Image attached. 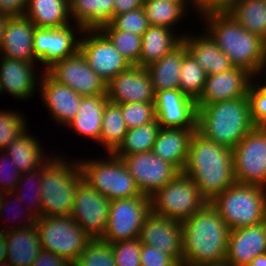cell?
I'll use <instances>...</instances> for the list:
<instances>
[{
    "label": "cell",
    "instance_id": "cell-34",
    "mask_svg": "<svg viewBox=\"0 0 266 266\" xmlns=\"http://www.w3.org/2000/svg\"><path fill=\"white\" fill-rule=\"evenodd\" d=\"M143 9L148 18L149 24L154 26L167 27L175 31L177 24L186 18L189 13V1L170 0H144Z\"/></svg>",
    "mask_w": 266,
    "mask_h": 266
},
{
    "label": "cell",
    "instance_id": "cell-2",
    "mask_svg": "<svg viewBox=\"0 0 266 266\" xmlns=\"http://www.w3.org/2000/svg\"><path fill=\"white\" fill-rule=\"evenodd\" d=\"M230 229L208 202L182 222V266H196L225 260Z\"/></svg>",
    "mask_w": 266,
    "mask_h": 266
},
{
    "label": "cell",
    "instance_id": "cell-39",
    "mask_svg": "<svg viewBox=\"0 0 266 266\" xmlns=\"http://www.w3.org/2000/svg\"><path fill=\"white\" fill-rule=\"evenodd\" d=\"M99 29L131 65L139 66L141 36L131 32L116 30L110 23L102 25Z\"/></svg>",
    "mask_w": 266,
    "mask_h": 266
},
{
    "label": "cell",
    "instance_id": "cell-7",
    "mask_svg": "<svg viewBox=\"0 0 266 266\" xmlns=\"http://www.w3.org/2000/svg\"><path fill=\"white\" fill-rule=\"evenodd\" d=\"M103 154L107 157L78 159L83 179L110 201L140 196L141 192L122 159L113 153Z\"/></svg>",
    "mask_w": 266,
    "mask_h": 266
},
{
    "label": "cell",
    "instance_id": "cell-20",
    "mask_svg": "<svg viewBox=\"0 0 266 266\" xmlns=\"http://www.w3.org/2000/svg\"><path fill=\"white\" fill-rule=\"evenodd\" d=\"M107 98L115 104L155 101V92L146 68L131 65L107 83Z\"/></svg>",
    "mask_w": 266,
    "mask_h": 266
},
{
    "label": "cell",
    "instance_id": "cell-59",
    "mask_svg": "<svg viewBox=\"0 0 266 266\" xmlns=\"http://www.w3.org/2000/svg\"><path fill=\"white\" fill-rule=\"evenodd\" d=\"M170 1H188V0H170Z\"/></svg>",
    "mask_w": 266,
    "mask_h": 266
},
{
    "label": "cell",
    "instance_id": "cell-3",
    "mask_svg": "<svg viewBox=\"0 0 266 266\" xmlns=\"http://www.w3.org/2000/svg\"><path fill=\"white\" fill-rule=\"evenodd\" d=\"M199 21L204 23L203 29L229 57L234 67L244 68L254 77L259 73L266 48L265 40L248 32L227 12L204 14Z\"/></svg>",
    "mask_w": 266,
    "mask_h": 266
},
{
    "label": "cell",
    "instance_id": "cell-17",
    "mask_svg": "<svg viewBox=\"0 0 266 266\" xmlns=\"http://www.w3.org/2000/svg\"><path fill=\"white\" fill-rule=\"evenodd\" d=\"M154 106L161 128L197 129L196 101L180 89L155 92Z\"/></svg>",
    "mask_w": 266,
    "mask_h": 266
},
{
    "label": "cell",
    "instance_id": "cell-24",
    "mask_svg": "<svg viewBox=\"0 0 266 266\" xmlns=\"http://www.w3.org/2000/svg\"><path fill=\"white\" fill-rule=\"evenodd\" d=\"M36 26L26 16L6 20L0 56L38 63L34 56L33 33Z\"/></svg>",
    "mask_w": 266,
    "mask_h": 266
},
{
    "label": "cell",
    "instance_id": "cell-46",
    "mask_svg": "<svg viewBox=\"0 0 266 266\" xmlns=\"http://www.w3.org/2000/svg\"><path fill=\"white\" fill-rule=\"evenodd\" d=\"M141 242L139 237L111 244L117 266H141Z\"/></svg>",
    "mask_w": 266,
    "mask_h": 266
},
{
    "label": "cell",
    "instance_id": "cell-51",
    "mask_svg": "<svg viewBox=\"0 0 266 266\" xmlns=\"http://www.w3.org/2000/svg\"><path fill=\"white\" fill-rule=\"evenodd\" d=\"M28 0H0V14L9 17L25 16Z\"/></svg>",
    "mask_w": 266,
    "mask_h": 266
},
{
    "label": "cell",
    "instance_id": "cell-53",
    "mask_svg": "<svg viewBox=\"0 0 266 266\" xmlns=\"http://www.w3.org/2000/svg\"><path fill=\"white\" fill-rule=\"evenodd\" d=\"M144 0H114L113 17L143 7Z\"/></svg>",
    "mask_w": 266,
    "mask_h": 266
},
{
    "label": "cell",
    "instance_id": "cell-13",
    "mask_svg": "<svg viewBox=\"0 0 266 266\" xmlns=\"http://www.w3.org/2000/svg\"><path fill=\"white\" fill-rule=\"evenodd\" d=\"M79 51L106 84L131 66L100 29L83 30Z\"/></svg>",
    "mask_w": 266,
    "mask_h": 266
},
{
    "label": "cell",
    "instance_id": "cell-28",
    "mask_svg": "<svg viewBox=\"0 0 266 266\" xmlns=\"http://www.w3.org/2000/svg\"><path fill=\"white\" fill-rule=\"evenodd\" d=\"M107 95L83 96L76 116L66 127L72 128L85 140L97 143L101 133L103 112L108 102Z\"/></svg>",
    "mask_w": 266,
    "mask_h": 266
},
{
    "label": "cell",
    "instance_id": "cell-37",
    "mask_svg": "<svg viewBox=\"0 0 266 266\" xmlns=\"http://www.w3.org/2000/svg\"><path fill=\"white\" fill-rule=\"evenodd\" d=\"M160 128L155 119L148 124L128 130L113 154L122 159L128 155L152 151Z\"/></svg>",
    "mask_w": 266,
    "mask_h": 266
},
{
    "label": "cell",
    "instance_id": "cell-31",
    "mask_svg": "<svg viewBox=\"0 0 266 266\" xmlns=\"http://www.w3.org/2000/svg\"><path fill=\"white\" fill-rule=\"evenodd\" d=\"M187 48L181 42L175 49L146 67L154 92L179 89L180 71Z\"/></svg>",
    "mask_w": 266,
    "mask_h": 266
},
{
    "label": "cell",
    "instance_id": "cell-42",
    "mask_svg": "<svg viewBox=\"0 0 266 266\" xmlns=\"http://www.w3.org/2000/svg\"><path fill=\"white\" fill-rule=\"evenodd\" d=\"M27 121L18 110H0V151L29 128Z\"/></svg>",
    "mask_w": 266,
    "mask_h": 266
},
{
    "label": "cell",
    "instance_id": "cell-14",
    "mask_svg": "<svg viewBox=\"0 0 266 266\" xmlns=\"http://www.w3.org/2000/svg\"><path fill=\"white\" fill-rule=\"evenodd\" d=\"M111 201L82 179L75 189L70 216L92 239L102 238Z\"/></svg>",
    "mask_w": 266,
    "mask_h": 266
},
{
    "label": "cell",
    "instance_id": "cell-32",
    "mask_svg": "<svg viewBox=\"0 0 266 266\" xmlns=\"http://www.w3.org/2000/svg\"><path fill=\"white\" fill-rule=\"evenodd\" d=\"M25 16L36 27L60 28L72 24L69 0H28Z\"/></svg>",
    "mask_w": 266,
    "mask_h": 266
},
{
    "label": "cell",
    "instance_id": "cell-26",
    "mask_svg": "<svg viewBox=\"0 0 266 266\" xmlns=\"http://www.w3.org/2000/svg\"><path fill=\"white\" fill-rule=\"evenodd\" d=\"M6 243L5 266H31L42 250L35 224L3 233Z\"/></svg>",
    "mask_w": 266,
    "mask_h": 266
},
{
    "label": "cell",
    "instance_id": "cell-23",
    "mask_svg": "<svg viewBox=\"0 0 266 266\" xmlns=\"http://www.w3.org/2000/svg\"><path fill=\"white\" fill-rule=\"evenodd\" d=\"M263 254H266V221L230 230L225 260L231 266H247Z\"/></svg>",
    "mask_w": 266,
    "mask_h": 266
},
{
    "label": "cell",
    "instance_id": "cell-45",
    "mask_svg": "<svg viewBox=\"0 0 266 266\" xmlns=\"http://www.w3.org/2000/svg\"><path fill=\"white\" fill-rule=\"evenodd\" d=\"M109 23L116 30L131 32L139 36H142L150 26L143 7L116 15Z\"/></svg>",
    "mask_w": 266,
    "mask_h": 266
},
{
    "label": "cell",
    "instance_id": "cell-16",
    "mask_svg": "<svg viewBox=\"0 0 266 266\" xmlns=\"http://www.w3.org/2000/svg\"><path fill=\"white\" fill-rule=\"evenodd\" d=\"M141 194L151 197L172 181L179 171L152 151L136 153L122 158Z\"/></svg>",
    "mask_w": 266,
    "mask_h": 266
},
{
    "label": "cell",
    "instance_id": "cell-8",
    "mask_svg": "<svg viewBox=\"0 0 266 266\" xmlns=\"http://www.w3.org/2000/svg\"><path fill=\"white\" fill-rule=\"evenodd\" d=\"M150 203L153 213L183 222L200 211L208 201L201 195L196 183L179 172L150 197Z\"/></svg>",
    "mask_w": 266,
    "mask_h": 266
},
{
    "label": "cell",
    "instance_id": "cell-21",
    "mask_svg": "<svg viewBox=\"0 0 266 266\" xmlns=\"http://www.w3.org/2000/svg\"><path fill=\"white\" fill-rule=\"evenodd\" d=\"M255 77L246 69L233 67L226 72L208 75L196 105H207L218 101L245 97Z\"/></svg>",
    "mask_w": 266,
    "mask_h": 266
},
{
    "label": "cell",
    "instance_id": "cell-44",
    "mask_svg": "<svg viewBox=\"0 0 266 266\" xmlns=\"http://www.w3.org/2000/svg\"><path fill=\"white\" fill-rule=\"evenodd\" d=\"M12 196H13V198L15 196V198L13 199ZM10 198L12 199V201H11ZM13 200H14V202L16 201L15 203H18V205L21 203V200L19 199V197L17 195H15V193H13V192L2 193L1 194V197H0V218L3 217L4 212L5 213L6 212H9L11 208H12L11 211L12 210H13V212L16 211L14 208H16L17 206L16 207H14V206L12 207V204H11L13 202ZM9 204L11 205V208H10V205ZM18 208H19V206H18ZM19 209L15 213V214H17V216L15 214L13 215V216H15L14 217L15 219L12 220V221L13 222H16L17 220H20V217L21 218L24 217V218H22V220H20L21 222L23 220L24 221L22 223H20V224H18L16 222L18 226L17 225H12V224H11V226H9L10 224L5 225L3 228H1L3 232L10 231V230H15V229H24L26 227H31L32 225H34L37 222L38 217L31 210H29L27 207L26 208L23 207L22 210H20V211H22V213L19 212ZM24 209H26V210H24ZM6 214H7V216H9L8 213H6ZM9 214H10V212H9ZM18 215H20V216H18ZM21 215H23V216H21ZM4 217H6V216H4ZM9 218H11V217H8L7 218L8 221H9Z\"/></svg>",
    "mask_w": 266,
    "mask_h": 266
},
{
    "label": "cell",
    "instance_id": "cell-54",
    "mask_svg": "<svg viewBox=\"0 0 266 266\" xmlns=\"http://www.w3.org/2000/svg\"><path fill=\"white\" fill-rule=\"evenodd\" d=\"M265 75V76H264ZM260 77V78H259ZM260 79V81H258ZM255 80L261 84L262 86L266 87V48L265 53L263 56L262 64L260 67L259 73L255 76ZM262 80V81H261ZM265 80V81H263Z\"/></svg>",
    "mask_w": 266,
    "mask_h": 266
},
{
    "label": "cell",
    "instance_id": "cell-25",
    "mask_svg": "<svg viewBox=\"0 0 266 266\" xmlns=\"http://www.w3.org/2000/svg\"><path fill=\"white\" fill-rule=\"evenodd\" d=\"M201 32L196 35L187 31L182 42L207 76L233 68L229 57L217 46L211 36L204 29Z\"/></svg>",
    "mask_w": 266,
    "mask_h": 266
},
{
    "label": "cell",
    "instance_id": "cell-47",
    "mask_svg": "<svg viewBox=\"0 0 266 266\" xmlns=\"http://www.w3.org/2000/svg\"><path fill=\"white\" fill-rule=\"evenodd\" d=\"M251 119L255 126H266V87L254 80L248 88Z\"/></svg>",
    "mask_w": 266,
    "mask_h": 266
},
{
    "label": "cell",
    "instance_id": "cell-29",
    "mask_svg": "<svg viewBox=\"0 0 266 266\" xmlns=\"http://www.w3.org/2000/svg\"><path fill=\"white\" fill-rule=\"evenodd\" d=\"M176 32L167 27L150 25L141 36L139 66L146 68L175 49L186 34Z\"/></svg>",
    "mask_w": 266,
    "mask_h": 266
},
{
    "label": "cell",
    "instance_id": "cell-43",
    "mask_svg": "<svg viewBox=\"0 0 266 266\" xmlns=\"http://www.w3.org/2000/svg\"><path fill=\"white\" fill-rule=\"evenodd\" d=\"M128 130L148 124L156 119L154 102L118 104Z\"/></svg>",
    "mask_w": 266,
    "mask_h": 266
},
{
    "label": "cell",
    "instance_id": "cell-10",
    "mask_svg": "<svg viewBox=\"0 0 266 266\" xmlns=\"http://www.w3.org/2000/svg\"><path fill=\"white\" fill-rule=\"evenodd\" d=\"M232 151L236 182L266 188V126H254Z\"/></svg>",
    "mask_w": 266,
    "mask_h": 266
},
{
    "label": "cell",
    "instance_id": "cell-49",
    "mask_svg": "<svg viewBox=\"0 0 266 266\" xmlns=\"http://www.w3.org/2000/svg\"><path fill=\"white\" fill-rule=\"evenodd\" d=\"M141 266H181L172 256L160 251L156 246H141Z\"/></svg>",
    "mask_w": 266,
    "mask_h": 266
},
{
    "label": "cell",
    "instance_id": "cell-57",
    "mask_svg": "<svg viewBox=\"0 0 266 266\" xmlns=\"http://www.w3.org/2000/svg\"><path fill=\"white\" fill-rule=\"evenodd\" d=\"M8 17L4 14H0V50H1V45H2V40H3V35H4V28L6 25V20Z\"/></svg>",
    "mask_w": 266,
    "mask_h": 266
},
{
    "label": "cell",
    "instance_id": "cell-1",
    "mask_svg": "<svg viewBox=\"0 0 266 266\" xmlns=\"http://www.w3.org/2000/svg\"><path fill=\"white\" fill-rule=\"evenodd\" d=\"M182 172L196 183L201 195L211 202L236 182L233 151L207 139L196 130L191 137Z\"/></svg>",
    "mask_w": 266,
    "mask_h": 266
},
{
    "label": "cell",
    "instance_id": "cell-15",
    "mask_svg": "<svg viewBox=\"0 0 266 266\" xmlns=\"http://www.w3.org/2000/svg\"><path fill=\"white\" fill-rule=\"evenodd\" d=\"M45 72L81 96L107 95L106 82L89 67L80 51L54 63Z\"/></svg>",
    "mask_w": 266,
    "mask_h": 266
},
{
    "label": "cell",
    "instance_id": "cell-41",
    "mask_svg": "<svg viewBox=\"0 0 266 266\" xmlns=\"http://www.w3.org/2000/svg\"><path fill=\"white\" fill-rule=\"evenodd\" d=\"M72 266H117L111 244L101 238L91 239Z\"/></svg>",
    "mask_w": 266,
    "mask_h": 266
},
{
    "label": "cell",
    "instance_id": "cell-9",
    "mask_svg": "<svg viewBox=\"0 0 266 266\" xmlns=\"http://www.w3.org/2000/svg\"><path fill=\"white\" fill-rule=\"evenodd\" d=\"M35 226L42 250L55 253L72 265L92 239L70 215L38 217Z\"/></svg>",
    "mask_w": 266,
    "mask_h": 266
},
{
    "label": "cell",
    "instance_id": "cell-4",
    "mask_svg": "<svg viewBox=\"0 0 266 266\" xmlns=\"http://www.w3.org/2000/svg\"><path fill=\"white\" fill-rule=\"evenodd\" d=\"M197 106V131L209 140L233 149L255 126L248 95Z\"/></svg>",
    "mask_w": 266,
    "mask_h": 266
},
{
    "label": "cell",
    "instance_id": "cell-56",
    "mask_svg": "<svg viewBox=\"0 0 266 266\" xmlns=\"http://www.w3.org/2000/svg\"><path fill=\"white\" fill-rule=\"evenodd\" d=\"M247 266H266V254L256 256Z\"/></svg>",
    "mask_w": 266,
    "mask_h": 266
},
{
    "label": "cell",
    "instance_id": "cell-36",
    "mask_svg": "<svg viewBox=\"0 0 266 266\" xmlns=\"http://www.w3.org/2000/svg\"><path fill=\"white\" fill-rule=\"evenodd\" d=\"M127 131L120 106L108 101L103 112L101 133L97 144L99 143L106 153H113L123 141Z\"/></svg>",
    "mask_w": 266,
    "mask_h": 266
},
{
    "label": "cell",
    "instance_id": "cell-6",
    "mask_svg": "<svg viewBox=\"0 0 266 266\" xmlns=\"http://www.w3.org/2000/svg\"><path fill=\"white\" fill-rule=\"evenodd\" d=\"M211 205L230 230L266 221V188L235 182L217 195Z\"/></svg>",
    "mask_w": 266,
    "mask_h": 266
},
{
    "label": "cell",
    "instance_id": "cell-5",
    "mask_svg": "<svg viewBox=\"0 0 266 266\" xmlns=\"http://www.w3.org/2000/svg\"><path fill=\"white\" fill-rule=\"evenodd\" d=\"M64 156L53 153L41 167V217L65 216L72 211L83 172L77 158L73 161Z\"/></svg>",
    "mask_w": 266,
    "mask_h": 266
},
{
    "label": "cell",
    "instance_id": "cell-35",
    "mask_svg": "<svg viewBox=\"0 0 266 266\" xmlns=\"http://www.w3.org/2000/svg\"><path fill=\"white\" fill-rule=\"evenodd\" d=\"M227 13L248 32L266 41L265 0H235Z\"/></svg>",
    "mask_w": 266,
    "mask_h": 266
},
{
    "label": "cell",
    "instance_id": "cell-55",
    "mask_svg": "<svg viewBox=\"0 0 266 266\" xmlns=\"http://www.w3.org/2000/svg\"><path fill=\"white\" fill-rule=\"evenodd\" d=\"M0 226V266H5L6 261V243L3 237V231Z\"/></svg>",
    "mask_w": 266,
    "mask_h": 266
},
{
    "label": "cell",
    "instance_id": "cell-40",
    "mask_svg": "<svg viewBox=\"0 0 266 266\" xmlns=\"http://www.w3.org/2000/svg\"><path fill=\"white\" fill-rule=\"evenodd\" d=\"M40 190H41V168L35 171L22 173L20 175V179L18 183L16 184V187L13 193H15V195L19 197L21 202H23L22 205H24L25 203L29 201L26 204L27 208L31 210L37 217H41V200H40L41 192ZM28 195L29 196L31 195V196L29 197Z\"/></svg>",
    "mask_w": 266,
    "mask_h": 266
},
{
    "label": "cell",
    "instance_id": "cell-22",
    "mask_svg": "<svg viewBox=\"0 0 266 266\" xmlns=\"http://www.w3.org/2000/svg\"><path fill=\"white\" fill-rule=\"evenodd\" d=\"M39 97L44 103L49 115L66 128L76 116L83 96L64 84L52 79L46 72H42L39 80Z\"/></svg>",
    "mask_w": 266,
    "mask_h": 266
},
{
    "label": "cell",
    "instance_id": "cell-38",
    "mask_svg": "<svg viewBox=\"0 0 266 266\" xmlns=\"http://www.w3.org/2000/svg\"><path fill=\"white\" fill-rule=\"evenodd\" d=\"M207 78L206 72L195 58L187 52L183 57L179 89L195 101L200 97Z\"/></svg>",
    "mask_w": 266,
    "mask_h": 266
},
{
    "label": "cell",
    "instance_id": "cell-48",
    "mask_svg": "<svg viewBox=\"0 0 266 266\" xmlns=\"http://www.w3.org/2000/svg\"><path fill=\"white\" fill-rule=\"evenodd\" d=\"M0 154V193L13 192L21 173L4 150Z\"/></svg>",
    "mask_w": 266,
    "mask_h": 266
},
{
    "label": "cell",
    "instance_id": "cell-27",
    "mask_svg": "<svg viewBox=\"0 0 266 266\" xmlns=\"http://www.w3.org/2000/svg\"><path fill=\"white\" fill-rule=\"evenodd\" d=\"M197 129L160 128L152 152L182 172L189 152V143Z\"/></svg>",
    "mask_w": 266,
    "mask_h": 266
},
{
    "label": "cell",
    "instance_id": "cell-30",
    "mask_svg": "<svg viewBox=\"0 0 266 266\" xmlns=\"http://www.w3.org/2000/svg\"><path fill=\"white\" fill-rule=\"evenodd\" d=\"M28 130L29 128L4 149L21 174L41 168L52 156L48 152L45 155L44 145Z\"/></svg>",
    "mask_w": 266,
    "mask_h": 266
},
{
    "label": "cell",
    "instance_id": "cell-52",
    "mask_svg": "<svg viewBox=\"0 0 266 266\" xmlns=\"http://www.w3.org/2000/svg\"><path fill=\"white\" fill-rule=\"evenodd\" d=\"M31 266H72V264L55 253L41 250Z\"/></svg>",
    "mask_w": 266,
    "mask_h": 266
},
{
    "label": "cell",
    "instance_id": "cell-18",
    "mask_svg": "<svg viewBox=\"0 0 266 266\" xmlns=\"http://www.w3.org/2000/svg\"><path fill=\"white\" fill-rule=\"evenodd\" d=\"M139 240L143 245L158 247L161 252L172 256L182 266V222L150 211L140 230Z\"/></svg>",
    "mask_w": 266,
    "mask_h": 266
},
{
    "label": "cell",
    "instance_id": "cell-50",
    "mask_svg": "<svg viewBox=\"0 0 266 266\" xmlns=\"http://www.w3.org/2000/svg\"><path fill=\"white\" fill-rule=\"evenodd\" d=\"M190 11L197 14V19L204 14L227 12L235 0H188ZM192 9V10H191ZM194 9V10H193ZM196 12V13H195Z\"/></svg>",
    "mask_w": 266,
    "mask_h": 266
},
{
    "label": "cell",
    "instance_id": "cell-12",
    "mask_svg": "<svg viewBox=\"0 0 266 266\" xmlns=\"http://www.w3.org/2000/svg\"><path fill=\"white\" fill-rule=\"evenodd\" d=\"M83 30L80 25L74 23L60 28L36 27L33 33L34 56L38 64H42V72L79 51Z\"/></svg>",
    "mask_w": 266,
    "mask_h": 266
},
{
    "label": "cell",
    "instance_id": "cell-11",
    "mask_svg": "<svg viewBox=\"0 0 266 266\" xmlns=\"http://www.w3.org/2000/svg\"><path fill=\"white\" fill-rule=\"evenodd\" d=\"M150 211V197L144 194L112 200L105 233L101 239L113 244L139 237L144 220Z\"/></svg>",
    "mask_w": 266,
    "mask_h": 266
},
{
    "label": "cell",
    "instance_id": "cell-58",
    "mask_svg": "<svg viewBox=\"0 0 266 266\" xmlns=\"http://www.w3.org/2000/svg\"><path fill=\"white\" fill-rule=\"evenodd\" d=\"M196 266H231V265L226 260H223L221 262L207 263V264L196 265Z\"/></svg>",
    "mask_w": 266,
    "mask_h": 266
},
{
    "label": "cell",
    "instance_id": "cell-33",
    "mask_svg": "<svg viewBox=\"0 0 266 266\" xmlns=\"http://www.w3.org/2000/svg\"><path fill=\"white\" fill-rule=\"evenodd\" d=\"M70 19L83 29H99L113 18L114 0H69Z\"/></svg>",
    "mask_w": 266,
    "mask_h": 266
},
{
    "label": "cell",
    "instance_id": "cell-19",
    "mask_svg": "<svg viewBox=\"0 0 266 266\" xmlns=\"http://www.w3.org/2000/svg\"><path fill=\"white\" fill-rule=\"evenodd\" d=\"M36 65L37 63L34 62L0 56L1 95L7 93L8 96H13L21 101L31 98L39 89V80L42 74V70L39 72Z\"/></svg>",
    "mask_w": 266,
    "mask_h": 266
}]
</instances>
